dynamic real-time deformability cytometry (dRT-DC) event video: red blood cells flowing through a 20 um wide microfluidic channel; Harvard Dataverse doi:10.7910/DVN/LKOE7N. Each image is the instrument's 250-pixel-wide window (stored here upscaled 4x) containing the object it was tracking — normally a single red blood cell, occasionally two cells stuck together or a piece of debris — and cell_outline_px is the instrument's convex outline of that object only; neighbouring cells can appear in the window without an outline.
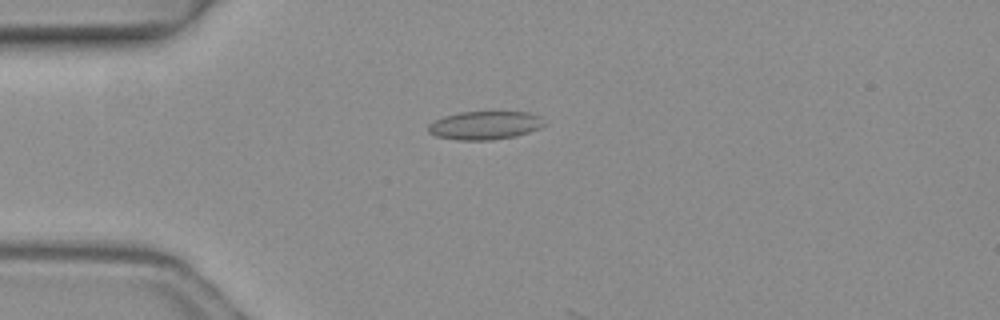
{"species": "common noctule bat (a hibernating species)", "species_latin": "Nyctalus noctula", "temperature_condition": "warm", "stored_images_in_passage": 3, "camera_frame_rate_fps": 3000, "um_per_image_px": 0.085, "animal": {"sex": "female", "body_mass_g": 19.3, "forearm_length_mm": 54.1}, "frame": {"image": 1, "passage_image": 3, "time_ms": 0.667, "image_size_px": [1000, 320], "cell_outline_px": [[544, 124], [540, 128], [516, 136], [492, 140], [456, 140], [436, 136], [428, 132], [428, 124], [444, 116], [460, 112], [528, 112], [540, 116]], "centroid_in_image_um": [41.2, 10.66], "position_along_channel_um": 43.8, "area_um2": 19.13}}